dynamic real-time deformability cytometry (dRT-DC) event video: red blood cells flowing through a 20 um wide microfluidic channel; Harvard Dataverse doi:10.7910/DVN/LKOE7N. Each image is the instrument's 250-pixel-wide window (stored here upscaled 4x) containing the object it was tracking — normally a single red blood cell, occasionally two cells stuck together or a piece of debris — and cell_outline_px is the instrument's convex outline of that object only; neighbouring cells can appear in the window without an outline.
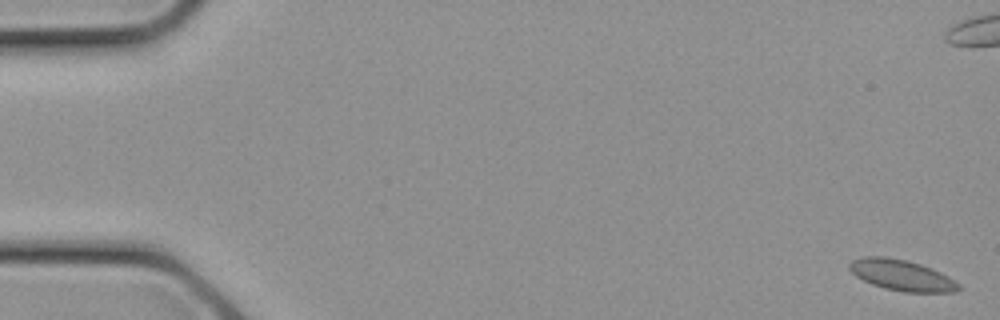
{"species": "common noctule bat (a hibernating species)", "species_latin": "Nyctalus noctula", "temperature_condition": "cold", "stored_images_in_passage": 15, "camera_frame_rate_fps": 3000, "um_per_image_px": 0.085, "animal": {"sex": "female", "body_mass_g": 21.9}, "frame": {"image": 1, "passage_image": 1, "time_ms": 0.0, "image_size_px": [1000, 320], "cell_outline_px": [[960, 288], [956, 292], [904, 292], [884, 288], [872, 284], [856, 276], [848, 268], [848, 264], [852, 260], [864, 256], [884, 256], [904, 260], [920, 264], [932, 268], [956, 280], [960, 284]], "centroid_in_image_um": [76.65, 23.39], "position_along_channel_um": 8.3, "area_um2": 19.65}}
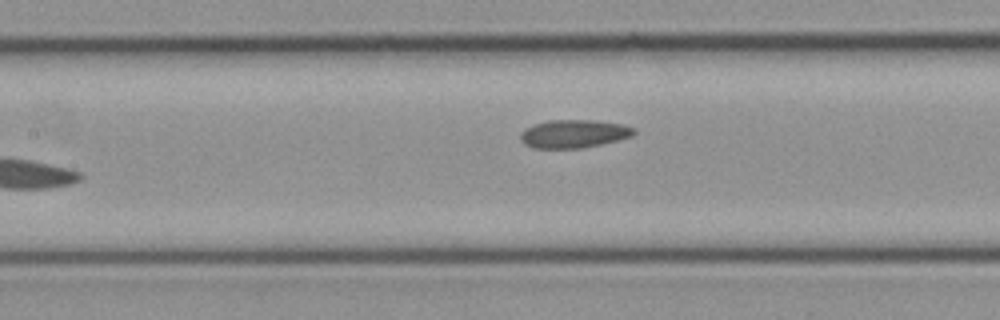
{"frame": {"image": 2, "passage_image": 15, "time_ms": 4.667, "image_size_px": [1000, 320], "cell_outline_px": [[636, 132], [632, 136], [620, 140], [584, 148], [532, 148], [524, 144], [520, 140], [520, 132], [524, 128], [548, 120], [596, 120], [624, 124], [636, 128]], "centroid_in_image_um": [48.8, 11.37], "position_along_channel_um": 158.6, "area_um2": 18.96}}